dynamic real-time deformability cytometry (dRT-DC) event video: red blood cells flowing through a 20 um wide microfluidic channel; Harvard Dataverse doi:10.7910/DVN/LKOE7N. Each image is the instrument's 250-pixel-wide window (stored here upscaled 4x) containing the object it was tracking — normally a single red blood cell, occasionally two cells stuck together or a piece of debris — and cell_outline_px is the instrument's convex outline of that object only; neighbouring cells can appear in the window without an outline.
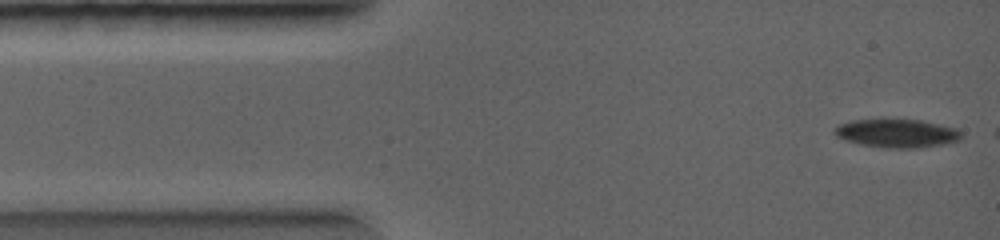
{"species": "common noctule bat (a hibernating species)", "species_latin": "Nyctalus noctula", "temperature_condition": "warm", "stored_images_in_passage": 5, "camera_frame_rate_fps": 5000, "um_per_image_px": 0.085, "animal": {"sex": "female", "body_mass_g": 19.0, "forearm_length_mm": 56.7}, "frame": {"image": 1, "passage_image": 1, "time_ms": 0.0, "image_size_px": [1000, 240], "cell_outline_px": [[960, 140], [944, 144], [920, 148], [888, 148], [860, 144], [844, 140], [836, 136], [832, 132], [836, 124], [852, 120], [880, 116], [920, 120], [956, 128], [960, 132]], "centroid_in_image_um": [76.14, 11.28], "position_along_channel_um": 8.9, "area_um2": 21.96}}